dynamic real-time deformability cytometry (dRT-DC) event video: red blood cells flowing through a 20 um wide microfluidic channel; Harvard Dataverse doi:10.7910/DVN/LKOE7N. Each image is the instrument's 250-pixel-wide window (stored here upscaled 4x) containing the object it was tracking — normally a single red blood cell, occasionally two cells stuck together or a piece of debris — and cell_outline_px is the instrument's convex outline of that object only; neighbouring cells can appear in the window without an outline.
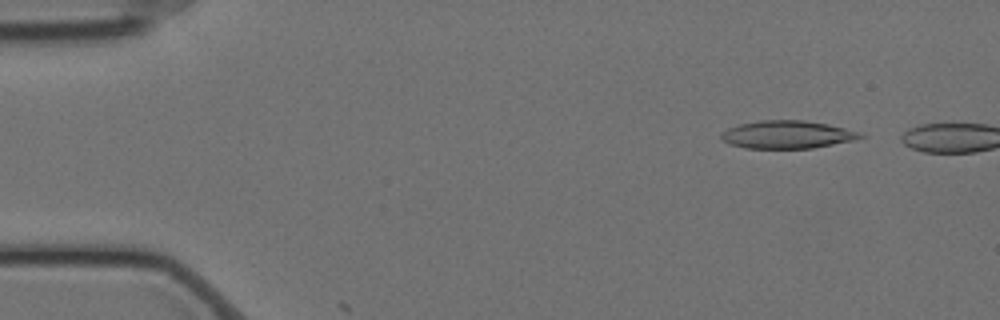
{"species": "Egyptian fruit bat (a non-hibernating species)", "species_latin": "Rousettus aegyptiacus", "temperature_condition": "cold", "stored_images_in_passage": 8, "camera_frame_rate_fps": 3000, "um_per_image_px": 0.085, "animal": {"sex": "female"}, "frame": {"image": 1, "passage_image": 6, "time_ms": 1.667, "image_size_px": [1000, 320], "cell_outline_px": [[864, 136], [852, 140], [812, 148], [744, 148], [728, 144], [720, 140], [720, 132], [728, 128], [740, 124], [760, 120], [804, 120], [828, 124], [860, 132]], "centroid_in_image_um": [66.83, 11.44], "position_along_channel_um": 18.2, "area_um2": 22.54}}